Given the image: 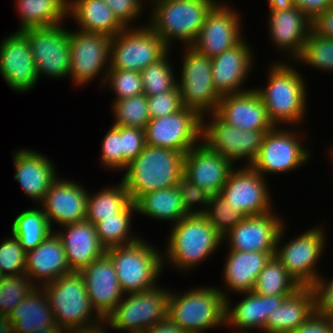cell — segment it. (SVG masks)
Instances as JSON below:
<instances>
[{
	"mask_svg": "<svg viewBox=\"0 0 333 333\" xmlns=\"http://www.w3.org/2000/svg\"><path fill=\"white\" fill-rule=\"evenodd\" d=\"M144 237L125 245L106 249L120 288L124 294L150 290L159 285L158 280L164 271L162 251Z\"/></svg>",
	"mask_w": 333,
	"mask_h": 333,
	"instance_id": "cell-6",
	"label": "cell"
},
{
	"mask_svg": "<svg viewBox=\"0 0 333 333\" xmlns=\"http://www.w3.org/2000/svg\"><path fill=\"white\" fill-rule=\"evenodd\" d=\"M300 287L273 255L259 273L252 291L262 296L292 295Z\"/></svg>",
	"mask_w": 333,
	"mask_h": 333,
	"instance_id": "cell-40",
	"label": "cell"
},
{
	"mask_svg": "<svg viewBox=\"0 0 333 333\" xmlns=\"http://www.w3.org/2000/svg\"><path fill=\"white\" fill-rule=\"evenodd\" d=\"M221 97L214 112L225 123L243 130H272L267 109L255 89Z\"/></svg>",
	"mask_w": 333,
	"mask_h": 333,
	"instance_id": "cell-26",
	"label": "cell"
},
{
	"mask_svg": "<svg viewBox=\"0 0 333 333\" xmlns=\"http://www.w3.org/2000/svg\"><path fill=\"white\" fill-rule=\"evenodd\" d=\"M9 35L0 40V74L14 93H28L39 80L30 43L21 31Z\"/></svg>",
	"mask_w": 333,
	"mask_h": 333,
	"instance_id": "cell-19",
	"label": "cell"
},
{
	"mask_svg": "<svg viewBox=\"0 0 333 333\" xmlns=\"http://www.w3.org/2000/svg\"><path fill=\"white\" fill-rule=\"evenodd\" d=\"M79 30L99 33L112 38L125 27L102 0H68V17Z\"/></svg>",
	"mask_w": 333,
	"mask_h": 333,
	"instance_id": "cell-34",
	"label": "cell"
},
{
	"mask_svg": "<svg viewBox=\"0 0 333 333\" xmlns=\"http://www.w3.org/2000/svg\"><path fill=\"white\" fill-rule=\"evenodd\" d=\"M143 24L125 28L111 38L110 69L141 72L170 50L145 22Z\"/></svg>",
	"mask_w": 333,
	"mask_h": 333,
	"instance_id": "cell-12",
	"label": "cell"
},
{
	"mask_svg": "<svg viewBox=\"0 0 333 333\" xmlns=\"http://www.w3.org/2000/svg\"><path fill=\"white\" fill-rule=\"evenodd\" d=\"M0 242V273L4 275L24 274L26 251L13 235Z\"/></svg>",
	"mask_w": 333,
	"mask_h": 333,
	"instance_id": "cell-48",
	"label": "cell"
},
{
	"mask_svg": "<svg viewBox=\"0 0 333 333\" xmlns=\"http://www.w3.org/2000/svg\"><path fill=\"white\" fill-rule=\"evenodd\" d=\"M145 333H189L182 330L179 326L173 323L168 317L162 321L156 322L153 326L148 328Z\"/></svg>",
	"mask_w": 333,
	"mask_h": 333,
	"instance_id": "cell-57",
	"label": "cell"
},
{
	"mask_svg": "<svg viewBox=\"0 0 333 333\" xmlns=\"http://www.w3.org/2000/svg\"><path fill=\"white\" fill-rule=\"evenodd\" d=\"M20 18L17 31L64 24L68 17V0H15Z\"/></svg>",
	"mask_w": 333,
	"mask_h": 333,
	"instance_id": "cell-35",
	"label": "cell"
},
{
	"mask_svg": "<svg viewBox=\"0 0 333 333\" xmlns=\"http://www.w3.org/2000/svg\"><path fill=\"white\" fill-rule=\"evenodd\" d=\"M14 179L19 183L25 195L38 205L45 193L59 176L54 163L46 155L34 149H17L12 152Z\"/></svg>",
	"mask_w": 333,
	"mask_h": 333,
	"instance_id": "cell-24",
	"label": "cell"
},
{
	"mask_svg": "<svg viewBox=\"0 0 333 333\" xmlns=\"http://www.w3.org/2000/svg\"><path fill=\"white\" fill-rule=\"evenodd\" d=\"M66 331L60 327L58 324H54L51 326H46L41 328L40 330L32 333H65Z\"/></svg>",
	"mask_w": 333,
	"mask_h": 333,
	"instance_id": "cell-60",
	"label": "cell"
},
{
	"mask_svg": "<svg viewBox=\"0 0 333 333\" xmlns=\"http://www.w3.org/2000/svg\"><path fill=\"white\" fill-rule=\"evenodd\" d=\"M143 4H145V6H146V4H147V2H149L150 4L149 5H151L152 3H154L155 1H158V0H140ZM145 2V3H144Z\"/></svg>",
	"mask_w": 333,
	"mask_h": 333,
	"instance_id": "cell-61",
	"label": "cell"
},
{
	"mask_svg": "<svg viewBox=\"0 0 333 333\" xmlns=\"http://www.w3.org/2000/svg\"><path fill=\"white\" fill-rule=\"evenodd\" d=\"M167 317L189 333L225 326V298L217 286H197L184 292L170 289Z\"/></svg>",
	"mask_w": 333,
	"mask_h": 333,
	"instance_id": "cell-5",
	"label": "cell"
},
{
	"mask_svg": "<svg viewBox=\"0 0 333 333\" xmlns=\"http://www.w3.org/2000/svg\"><path fill=\"white\" fill-rule=\"evenodd\" d=\"M288 128L275 126L267 131L261 148L250 165L265 178L267 174L273 173L275 176L277 173H290L311 159V151L303 144L306 135L304 136L298 126Z\"/></svg>",
	"mask_w": 333,
	"mask_h": 333,
	"instance_id": "cell-9",
	"label": "cell"
},
{
	"mask_svg": "<svg viewBox=\"0 0 333 333\" xmlns=\"http://www.w3.org/2000/svg\"><path fill=\"white\" fill-rule=\"evenodd\" d=\"M170 52L171 50L157 62L150 64L140 72L143 82V93L147 97L174 90L177 87V75L174 74L173 64L171 65Z\"/></svg>",
	"mask_w": 333,
	"mask_h": 333,
	"instance_id": "cell-42",
	"label": "cell"
},
{
	"mask_svg": "<svg viewBox=\"0 0 333 333\" xmlns=\"http://www.w3.org/2000/svg\"><path fill=\"white\" fill-rule=\"evenodd\" d=\"M134 203L136 213L139 215L154 220L173 222L171 226L188 215L181 202V193L176 186L148 192Z\"/></svg>",
	"mask_w": 333,
	"mask_h": 333,
	"instance_id": "cell-36",
	"label": "cell"
},
{
	"mask_svg": "<svg viewBox=\"0 0 333 333\" xmlns=\"http://www.w3.org/2000/svg\"><path fill=\"white\" fill-rule=\"evenodd\" d=\"M236 166L203 142L191 148L183 160V173L194 185L211 195L220 194L229 174Z\"/></svg>",
	"mask_w": 333,
	"mask_h": 333,
	"instance_id": "cell-23",
	"label": "cell"
},
{
	"mask_svg": "<svg viewBox=\"0 0 333 333\" xmlns=\"http://www.w3.org/2000/svg\"><path fill=\"white\" fill-rule=\"evenodd\" d=\"M41 288L47 295L55 323L65 331L92 326L103 320L90 303L80 272L63 274Z\"/></svg>",
	"mask_w": 333,
	"mask_h": 333,
	"instance_id": "cell-7",
	"label": "cell"
},
{
	"mask_svg": "<svg viewBox=\"0 0 333 333\" xmlns=\"http://www.w3.org/2000/svg\"><path fill=\"white\" fill-rule=\"evenodd\" d=\"M184 155L176 150L146 144L129 163L121 179L131 201L135 202L148 192L176 186L183 173Z\"/></svg>",
	"mask_w": 333,
	"mask_h": 333,
	"instance_id": "cell-4",
	"label": "cell"
},
{
	"mask_svg": "<svg viewBox=\"0 0 333 333\" xmlns=\"http://www.w3.org/2000/svg\"><path fill=\"white\" fill-rule=\"evenodd\" d=\"M283 60H273L274 63H270L266 75L267 83L264 87L255 89L264 102L269 120L274 126L281 127L283 124L297 127L304 124V117L307 115L308 83L306 84L295 63Z\"/></svg>",
	"mask_w": 333,
	"mask_h": 333,
	"instance_id": "cell-1",
	"label": "cell"
},
{
	"mask_svg": "<svg viewBox=\"0 0 333 333\" xmlns=\"http://www.w3.org/2000/svg\"><path fill=\"white\" fill-rule=\"evenodd\" d=\"M315 311L314 289L300 287L269 314L264 333H290L302 325Z\"/></svg>",
	"mask_w": 333,
	"mask_h": 333,
	"instance_id": "cell-33",
	"label": "cell"
},
{
	"mask_svg": "<svg viewBox=\"0 0 333 333\" xmlns=\"http://www.w3.org/2000/svg\"><path fill=\"white\" fill-rule=\"evenodd\" d=\"M286 222L278 235L275 257L281 262L287 273L301 286L312 287L322 274L318 272L319 259L325 253L326 233L322 224L303 231L301 234L282 243L286 235ZM281 245V246H280Z\"/></svg>",
	"mask_w": 333,
	"mask_h": 333,
	"instance_id": "cell-8",
	"label": "cell"
},
{
	"mask_svg": "<svg viewBox=\"0 0 333 333\" xmlns=\"http://www.w3.org/2000/svg\"><path fill=\"white\" fill-rule=\"evenodd\" d=\"M70 272L62 241L55 230L35 249L26 252L24 273L36 287Z\"/></svg>",
	"mask_w": 333,
	"mask_h": 333,
	"instance_id": "cell-30",
	"label": "cell"
},
{
	"mask_svg": "<svg viewBox=\"0 0 333 333\" xmlns=\"http://www.w3.org/2000/svg\"><path fill=\"white\" fill-rule=\"evenodd\" d=\"M137 293L124 294L113 312L105 319L115 331L145 333L167 317L170 288L162 285ZM162 286V287H161Z\"/></svg>",
	"mask_w": 333,
	"mask_h": 333,
	"instance_id": "cell-11",
	"label": "cell"
},
{
	"mask_svg": "<svg viewBox=\"0 0 333 333\" xmlns=\"http://www.w3.org/2000/svg\"><path fill=\"white\" fill-rule=\"evenodd\" d=\"M103 86H109L108 89L113 91V101L143 93L142 77L138 71L109 69Z\"/></svg>",
	"mask_w": 333,
	"mask_h": 333,
	"instance_id": "cell-46",
	"label": "cell"
},
{
	"mask_svg": "<svg viewBox=\"0 0 333 333\" xmlns=\"http://www.w3.org/2000/svg\"><path fill=\"white\" fill-rule=\"evenodd\" d=\"M225 2L219 1L207 14L192 45L199 53L209 58L230 49L243 38L242 15L232 4Z\"/></svg>",
	"mask_w": 333,
	"mask_h": 333,
	"instance_id": "cell-18",
	"label": "cell"
},
{
	"mask_svg": "<svg viewBox=\"0 0 333 333\" xmlns=\"http://www.w3.org/2000/svg\"><path fill=\"white\" fill-rule=\"evenodd\" d=\"M267 181L251 166L235 167L219 195L229 201L234 212H242L247 217L267 214L274 209Z\"/></svg>",
	"mask_w": 333,
	"mask_h": 333,
	"instance_id": "cell-17",
	"label": "cell"
},
{
	"mask_svg": "<svg viewBox=\"0 0 333 333\" xmlns=\"http://www.w3.org/2000/svg\"><path fill=\"white\" fill-rule=\"evenodd\" d=\"M269 9L268 11H276V10H287L294 6L293 0H267Z\"/></svg>",
	"mask_w": 333,
	"mask_h": 333,
	"instance_id": "cell-59",
	"label": "cell"
},
{
	"mask_svg": "<svg viewBox=\"0 0 333 333\" xmlns=\"http://www.w3.org/2000/svg\"><path fill=\"white\" fill-rule=\"evenodd\" d=\"M28 39L38 77L51 79L69 78L70 39L69 30L62 24L30 28L21 31Z\"/></svg>",
	"mask_w": 333,
	"mask_h": 333,
	"instance_id": "cell-15",
	"label": "cell"
},
{
	"mask_svg": "<svg viewBox=\"0 0 333 333\" xmlns=\"http://www.w3.org/2000/svg\"><path fill=\"white\" fill-rule=\"evenodd\" d=\"M251 47L244 36L236 45L211 58L213 84L221 96L251 89L243 87L253 71L255 56Z\"/></svg>",
	"mask_w": 333,
	"mask_h": 333,
	"instance_id": "cell-22",
	"label": "cell"
},
{
	"mask_svg": "<svg viewBox=\"0 0 333 333\" xmlns=\"http://www.w3.org/2000/svg\"><path fill=\"white\" fill-rule=\"evenodd\" d=\"M104 325V326H103ZM108 323L106 320H102L101 322L83 328H76L72 330H67L65 333H108L107 326ZM107 331V332H106Z\"/></svg>",
	"mask_w": 333,
	"mask_h": 333,
	"instance_id": "cell-58",
	"label": "cell"
},
{
	"mask_svg": "<svg viewBox=\"0 0 333 333\" xmlns=\"http://www.w3.org/2000/svg\"><path fill=\"white\" fill-rule=\"evenodd\" d=\"M88 193L83 184L73 179L58 176L54 180L39 204L53 231L55 223L62 227L86 220Z\"/></svg>",
	"mask_w": 333,
	"mask_h": 333,
	"instance_id": "cell-20",
	"label": "cell"
},
{
	"mask_svg": "<svg viewBox=\"0 0 333 333\" xmlns=\"http://www.w3.org/2000/svg\"><path fill=\"white\" fill-rule=\"evenodd\" d=\"M218 0H158L149 6L146 24L171 50L176 40L185 46L196 41L207 14ZM172 43V44H171Z\"/></svg>",
	"mask_w": 333,
	"mask_h": 333,
	"instance_id": "cell-3",
	"label": "cell"
},
{
	"mask_svg": "<svg viewBox=\"0 0 333 333\" xmlns=\"http://www.w3.org/2000/svg\"><path fill=\"white\" fill-rule=\"evenodd\" d=\"M59 228L55 232L62 241L71 271L80 272L106 252L99 242L95 225L90 221L70 223L62 226V230Z\"/></svg>",
	"mask_w": 333,
	"mask_h": 333,
	"instance_id": "cell-31",
	"label": "cell"
},
{
	"mask_svg": "<svg viewBox=\"0 0 333 333\" xmlns=\"http://www.w3.org/2000/svg\"><path fill=\"white\" fill-rule=\"evenodd\" d=\"M210 119V120H209ZM269 130H243L222 121L215 113L203 116L202 142L237 166H250Z\"/></svg>",
	"mask_w": 333,
	"mask_h": 333,
	"instance_id": "cell-13",
	"label": "cell"
},
{
	"mask_svg": "<svg viewBox=\"0 0 333 333\" xmlns=\"http://www.w3.org/2000/svg\"><path fill=\"white\" fill-rule=\"evenodd\" d=\"M312 288L315 292L316 312L333 318V277L326 279L320 275Z\"/></svg>",
	"mask_w": 333,
	"mask_h": 333,
	"instance_id": "cell-53",
	"label": "cell"
},
{
	"mask_svg": "<svg viewBox=\"0 0 333 333\" xmlns=\"http://www.w3.org/2000/svg\"><path fill=\"white\" fill-rule=\"evenodd\" d=\"M148 98V111L150 118L170 116L183 108L180 90H168Z\"/></svg>",
	"mask_w": 333,
	"mask_h": 333,
	"instance_id": "cell-50",
	"label": "cell"
},
{
	"mask_svg": "<svg viewBox=\"0 0 333 333\" xmlns=\"http://www.w3.org/2000/svg\"><path fill=\"white\" fill-rule=\"evenodd\" d=\"M52 231L39 205H37V208L24 209L14 218L11 226L12 235L18 239L26 252L35 249Z\"/></svg>",
	"mask_w": 333,
	"mask_h": 333,
	"instance_id": "cell-38",
	"label": "cell"
},
{
	"mask_svg": "<svg viewBox=\"0 0 333 333\" xmlns=\"http://www.w3.org/2000/svg\"><path fill=\"white\" fill-rule=\"evenodd\" d=\"M183 48L177 79L183 107L197 111L202 117L214 113L222 96L213 84L211 58L192 46Z\"/></svg>",
	"mask_w": 333,
	"mask_h": 333,
	"instance_id": "cell-10",
	"label": "cell"
},
{
	"mask_svg": "<svg viewBox=\"0 0 333 333\" xmlns=\"http://www.w3.org/2000/svg\"><path fill=\"white\" fill-rule=\"evenodd\" d=\"M268 35L276 50L293 62L302 52L312 31V20L295 5L287 10L268 11Z\"/></svg>",
	"mask_w": 333,
	"mask_h": 333,
	"instance_id": "cell-27",
	"label": "cell"
},
{
	"mask_svg": "<svg viewBox=\"0 0 333 333\" xmlns=\"http://www.w3.org/2000/svg\"><path fill=\"white\" fill-rule=\"evenodd\" d=\"M111 108L114 118L112 125L115 126L145 130L151 120L148 111V98L144 93L113 101Z\"/></svg>",
	"mask_w": 333,
	"mask_h": 333,
	"instance_id": "cell-41",
	"label": "cell"
},
{
	"mask_svg": "<svg viewBox=\"0 0 333 333\" xmlns=\"http://www.w3.org/2000/svg\"><path fill=\"white\" fill-rule=\"evenodd\" d=\"M169 230L167 248L162 251L164 268L170 264L187 273L213 256L224 244L223 236L204 215H187Z\"/></svg>",
	"mask_w": 333,
	"mask_h": 333,
	"instance_id": "cell-2",
	"label": "cell"
},
{
	"mask_svg": "<svg viewBox=\"0 0 333 333\" xmlns=\"http://www.w3.org/2000/svg\"><path fill=\"white\" fill-rule=\"evenodd\" d=\"M204 216L222 236L247 217L242 212H234L229 201L219 194L210 196Z\"/></svg>",
	"mask_w": 333,
	"mask_h": 333,
	"instance_id": "cell-45",
	"label": "cell"
},
{
	"mask_svg": "<svg viewBox=\"0 0 333 333\" xmlns=\"http://www.w3.org/2000/svg\"><path fill=\"white\" fill-rule=\"evenodd\" d=\"M146 145L145 130L121 126V151L123 152V172Z\"/></svg>",
	"mask_w": 333,
	"mask_h": 333,
	"instance_id": "cell-51",
	"label": "cell"
},
{
	"mask_svg": "<svg viewBox=\"0 0 333 333\" xmlns=\"http://www.w3.org/2000/svg\"><path fill=\"white\" fill-rule=\"evenodd\" d=\"M100 164L105 170L123 171V152L121 151V126L112 125L101 143Z\"/></svg>",
	"mask_w": 333,
	"mask_h": 333,
	"instance_id": "cell-49",
	"label": "cell"
},
{
	"mask_svg": "<svg viewBox=\"0 0 333 333\" xmlns=\"http://www.w3.org/2000/svg\"><path fill=\"white\" fill-rule=\"evenodd\" d=\"M242 300L231 304V297L225 299V326L236 328L237 333H251L253 329L264 332L269 314L279 307L289 295L262 296L245 292ZM258 328V329H257Z\"/></svg>",
	"mask_w": 333,
	"mask_h": 333,
	"instance_id": "cell-28",
	"label": "cell"
},
{
	"mask_svg": "<svg viewBox=\"0 0 333 333\" xmlns=\"http://www.w3.org/2000/svg\"><path fill=\"white\" fill-rule=\"evenodd\" d=\"M312 31L322 38L333 39V6L312 20Z\"/></svg>",
	"mask_w": 333,
	"mask_h": 333,
	"instance_id": "cell-55",
	"label": "cell"
},
{
	"mask_svg": "<svg viewBox=\"0 0 333 333\" xmlns=\"http://www.w3.org/2000/svg\"><path fill=\"white\" fill-rule=\"evenodd\" d=\"M290 333H333V318L315 311L302 325Z\"/></svg>",
	"mask_w": 333,
	"mask_h": 333,
	"instance_id": "cell-54",
	"label": "cell"
},
{
	"mask_svg": "<svg viewBox=\"0 0 333 333\" xmlns=\"http://www.w3.org/2000/svg\"><path fill=\"white\" fill-rule=\"evenodd\" d=\"M274 210L248 216L223 236L226 248L237 251H275L278 235L285 223Z\"/></svg>",
	"mask_w": 333,
	"mask_h": 333,
	"instance_id": "cell-21",
	"label": "cell"
},
{
	"mask_svg": "<svg viewBox=\"0 0 333 333\" xmlns=\"http://www.w3.org/2000/svg\"><path fill=\"white\" fill-rule=\"evenodd\" d=\"M70 30L69 79L75 86L85 87L99 75L102 88L110 69L111 38L99 33Z\"/></svg>",
	"mask_w": 333,
	"mask_h": 333,
	"instance_id": "cell-14",
	"label": "cell"
},
{
	"mask_svg": "<svg viewBox=\"0 0 333 333\" xmlns=\"http://www.w3.org/2000/svg\"><path fill=\"white\" fill-rule=\"evenodd\" d=\"M203 117L183 107L165 117L152 118L145 128L146 144L186 154L202 142Z\"/></svg>",
	"mask_w": 333,
	"mask_h": 333,
	"instance_id": "cell-16",
	"label": "cell"
},
{
	"mask_svg": "<svg viewBox=\"0 0 333 333\" xmlns=\"http://www.w3.org/2000/svg\"><path fill=\"white\" fill-rule=\"evenodd\" d=\"M227 250L222 271L225 288H220V285L218 288L225 299L230 297V292L234 294L251 292L259 273L275 254V251Z\"/></svg>",
	"mask_w": 333,
	"mask_h": 333,
	"instance_id": "cell-29",
	"label": "cell"
},
{
	"mask_svg": "<svg viewBox=\"0 0 333 333\" xmlns=\"http://www.w3.org/2000/svg\"><path fill=\"white\" fill-rule=\"evenodd\" d=\"M293 62L333 73V39L322 38L311 31L301 54Z\"/></svg>",
	"mask_w": 333,
	"mask_h": 333,
	"instance_id": "cell-43",
	"label": "cell"
},
{
	"mask_svg": "<svg viewBox=\"0 0 333 333\" xmlns=\"http://www.w3.org/2000/svg\"><path fill=\"white\" fill-rule=\"evenodd\" d=\"M118 184L88 193L87 221L96 225L103 218L115 217L132 202L122 180Z\"/></svg>",
	"mask_w": 333,
	"mask_h": 333,
	"instance_id": "cell-37",
	"label": "cell"
},
{
	"mask_svg": "<svg viewBox=\"0 0 333 333\" xmlns=\"http://www.w3.org/2000/svg\"><path fill=\"white\" fill-rule=\"evenodd\" d=\"M293 2L311 20L333 6V0H293Z\"/></svg>",
	"mask_w": 333,
	"mask_h": 333,
	"instance_id": "cell-56",
	"label": "cell"
},
{
	"mask_svg": "<svg viewBox=\"0 0 333 333\" xmlns=\"http://www.w3.org/2000/svg\"><path fill=\"white\" fill-rule=\"evenodd\" d=\"M113 11L118 21L125 27H140L143 24L136 26V20L144 12L145 5L140 0H102ZM135 23V24H133ZM132 25V26H131ZM135 25V26H134Z\"/></svg>",
	"mask_w": 333,
	"mask_h": 333,
	"instance_id": "cell-52",
	"label": "cell"
},
{
	"mask_svg": "<svg viewBox=\"0 0 333 333\" xmlns=\"http://www.w3.org/2000/svg\"><path fill=\"white\" fill-rule=\"evenodd\" d=\"M134 213L135 203L131 202L122 212L115 214V217L103 218L95 225L99 242L105 249L130 244L140 238L136 232H132Z\"/></svg>",
	"mask_w": 333,
	"mask_h": 333,
	"instance_id": "cell-39",
	"label": "cell"
},
{
	"mask_svg": "<svg viewBox=\"0 0 333 333\" xmlns=\"http://www.w3.org/2000/svg\"><path fill=\"white\" fill-rule=\"evenodd\" d=\"M36 288L27 275H4L0 280V323Z\"/></svg>",
	"mask_w": 333,
	"mask_h": 333,
	"instance_id": "cell-44",
	"label": "cell"
},
{
	"mask_svg": "<svg viewBox=\"0 0 333 333\" xmlns=\"http://www.w3.org/2000/svg\"><path fill=\"white\" fill-rule=\"evenodd\" d=\"M176 188L181 193V202L188 215H204L206 213L210 193L194 185L184 173L179 176Z\"/></svg>",
	"mask_w": 333,
	"mask_h": 333,
	"instance_id": "cell-47",
	"label": "cell"
},
{
	"mask_svg": "<svg viewBox=\"0 0 333 333\" xmlns=\"http://www.w3.org/2000/svg\"><path fill=\"white\" fill-rule=\"evenodd\" d=\"M54 324L47 295L36 287L0 324V333H32Z\"/></svg>",
	"mask_w": 333,
	"mask_h": 333,
	"instance_id": "cell-32",
	"label": "cell"
},
{
	"mask_svg": "<svg viewBox=\"0 0 333 333\" xmlns=\"http://www.w3.org/2000/svg\"><path fill=\"white\" fill-rule=\"evenodd\" d=\"M80 273L92 307L105 320L124 297L110 257L104 253Z\"/></svg>",
	"mask_w": 333,
	"mask_h": 333,
	"instance_id": "cell-25",
	"label": "cell"
},
{
	"mask_svg": "<svg viewBox=\"0 0 333 333\" xmlns=\"http://www.w3.org/2000/svg\"><path fill=\"white\" fill-rule=\"evenodd\" d=\"M331 146H330L329 151H328V152H330V154L328 153V155H330V157H332V159H333V145H331Z\"/></svg>",
	"mask_w": 333,
	"mask_h": 333,
	"instance_id": "cell-62",
	"label": "cell"
}]
</instances>
